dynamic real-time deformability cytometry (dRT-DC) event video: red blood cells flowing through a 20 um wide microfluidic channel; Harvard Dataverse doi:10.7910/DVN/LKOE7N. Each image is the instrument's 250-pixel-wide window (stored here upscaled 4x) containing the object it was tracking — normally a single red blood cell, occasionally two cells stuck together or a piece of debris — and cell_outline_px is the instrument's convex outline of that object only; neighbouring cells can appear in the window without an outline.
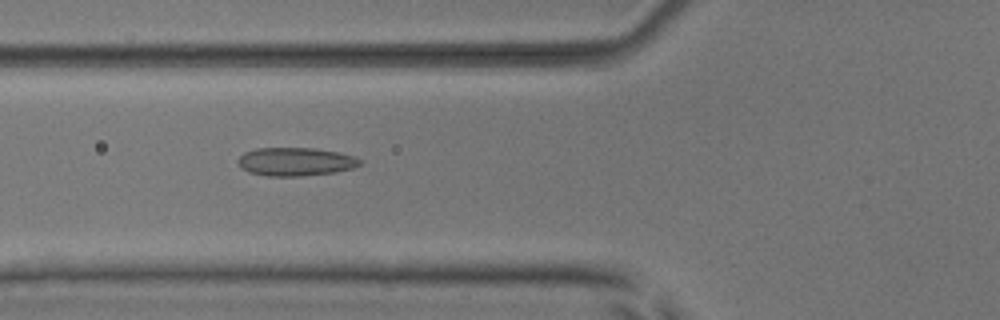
{"species": "common noctule bat (a hibernating species)", "species_latin": "Nyctalus noctula", "temperature_condition": "room temperature", "stored_images_in_passage": 45, "camera_frame_rate_fps": 3000, "um_per_image_px": 0.085, "animal": {"sex": "male", "body_mass_g": 17.9, "forearm_length_mm": 54.2}, "frame": {"image": 1, "passage_image": 13, "time_ms": 4.0, "image_size_px": [1000, 320], "cell_outline_px": [[364, 160], [360, 164], [352, 168], [336, 172], [300, 176], [264, 176], [248, 172], [240, 168], [236, 160], [244, 152], [256, 148], [316, 148], [340, 152], [356, 156]], "centroid_in_image_um": [25.12, 13.74], "position_along_channel_um": 100.7, "area_um2": 20.52}}
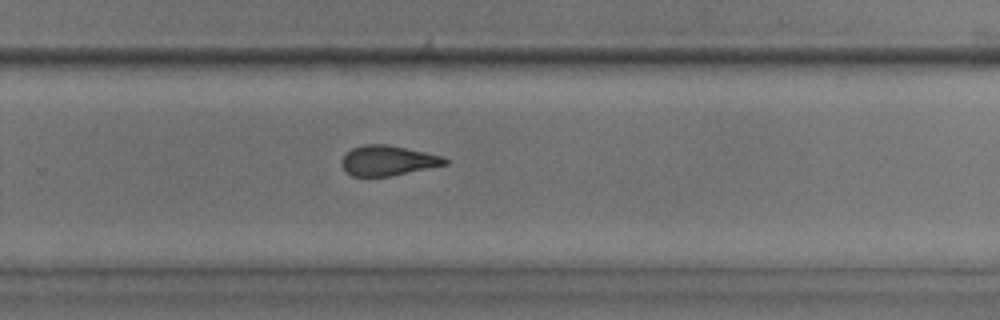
{"frame": {"image": 2, "passage_image": 28, "time_ms": 9.0, "image_size_px": [1000, 320], "cell_outline_px": [[448, 164], [388, 176], [352, 176], [344, 172], [340, 160], [352, 148], [364, 144], [388, 144], [444, 156], [448, 160]], "centroid_in_image_um": [32.95, 13.64], "position_along_channel_um": 296.9, "area_um2": 18.09}}
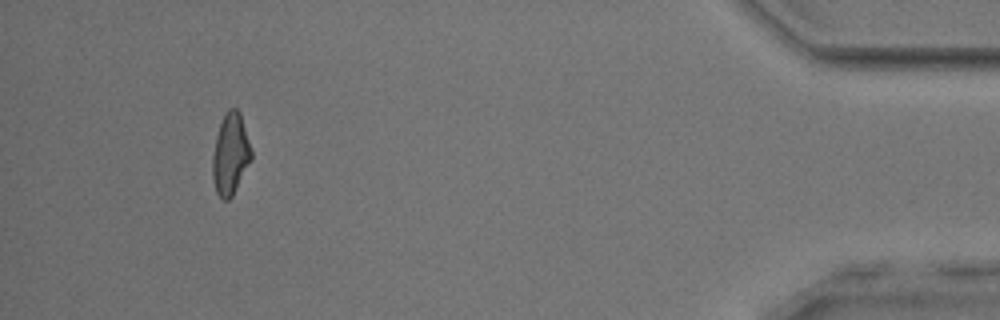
{"frame": {"image": 3, "passage_image": 42, "time_ms": 13.667, "image_size_px": [1000, 320], "cell_outline_px": [[252, 160], [232, 196], [228, 200], [224, 200], [216, 192], [212, 176], [212, 156], [216, 136], [220, 124], [228, 108], [236, 108], [240, 112], [252, 152]], "centroid_in_image_um": [19.59, 13.11], "position_along_channel_um": 415.6, "area_um2": 18.32}, "authors_computed_cell_mechanics": {"area_um2": 18.785, "velocity_mm_per_s": 3.933, "shape_relaxation_time_tau1_ms": null, "shape_relaxation_time_tau2_ms": 2.1636, "deformation_change_tau1": null, "deformation_change_tau2": 0.0803}}